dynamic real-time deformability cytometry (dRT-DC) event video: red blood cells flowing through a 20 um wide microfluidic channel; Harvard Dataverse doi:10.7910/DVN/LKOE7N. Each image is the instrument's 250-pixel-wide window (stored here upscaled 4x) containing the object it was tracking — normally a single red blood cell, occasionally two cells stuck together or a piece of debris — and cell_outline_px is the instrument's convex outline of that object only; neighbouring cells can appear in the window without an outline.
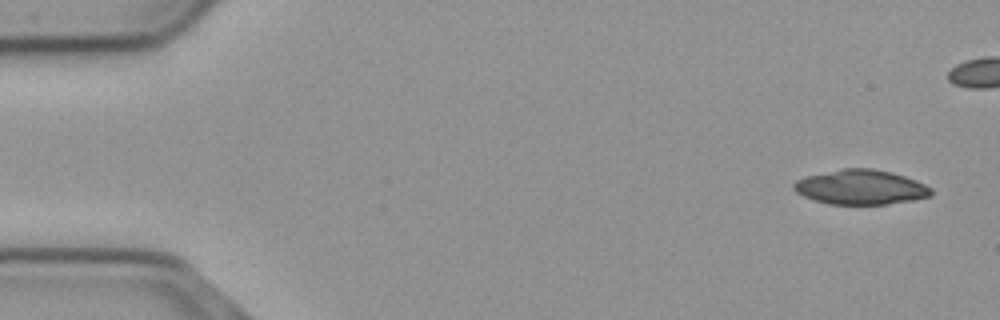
{"species": "common noctule bat (a hibernating species)", "species_latin": "Nyctalus noctula", "temperature_condition": "cold", "stored_images_in_passage": 45, "camera_frame_rate_fps": 3000, "um_per_image_px": 0.085, "animal": {"sex": "male", "body_mass_g": 23.1, "forearm_length_mm": 52.7}, "frame": {"image": 1, "passage_image": 1, "time_ms": 0.0, "image_size_px": [1000, 320], "cell_outline_px": [[932, 196], [912, 200], [884, 204], [828, 204], [812, 200], [796, 192], [792, 188], [792, 184], [796, 180], [804, 176], [844, 168], [872, 168], [892, 172], [916, 180], [932, 188]], "centroid_in_image_um": [73.13, 15.9], "position_along_channel_um": 11.9, "area_um2": 27.92}}